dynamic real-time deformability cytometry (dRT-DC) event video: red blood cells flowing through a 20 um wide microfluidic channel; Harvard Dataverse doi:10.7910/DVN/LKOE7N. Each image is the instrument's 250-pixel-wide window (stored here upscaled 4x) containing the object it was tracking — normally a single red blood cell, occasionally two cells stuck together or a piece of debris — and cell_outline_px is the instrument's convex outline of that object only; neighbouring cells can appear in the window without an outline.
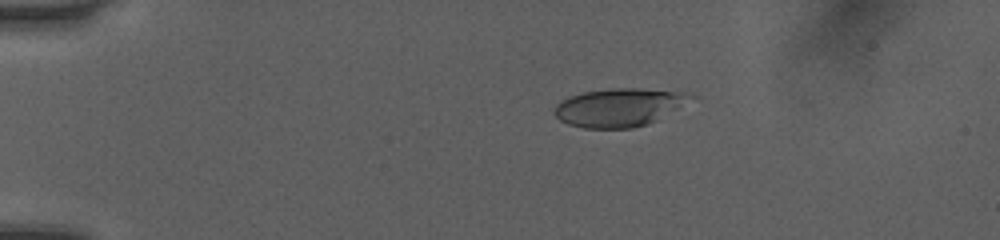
{"species": "human", "species_latin": "Homo sapiens", "temperature_condition": "room temperature", "stored_images_in_passage": 43, "camera_frame_rate_fps": 3000, "um_per_image_px": 0.085, "donor": {"sex": "female"}, "frame": {"image": 1, "passage_image": 3, "time_ms": 0.667, "image_size_px": [1000, 240], "cell_outline_px": [[692, 96], [676, 108], [656, 120], [648, 124], [632, 128], [584, 128], [568, 124], [560, 120], [552, 112], [556, 104], [560, 100], [568, 96], [584, 92], [616, 88], [640, 88], [680, 92]], "centroid_in_image_um": [52.49, 9.13], "position_along_channel_um": 32.5, "area_um2": 29.77}}
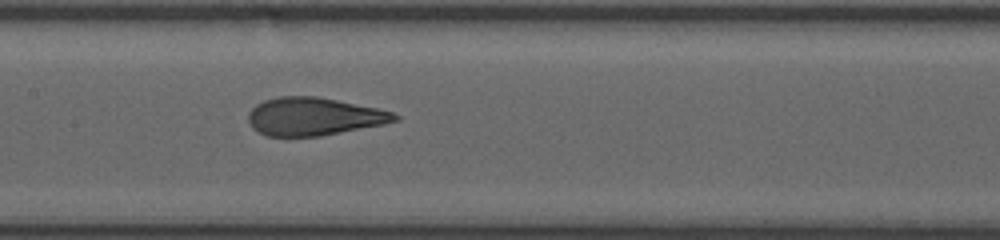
{"frame": {"image": 2, "passage_image": 19, "time_ms": 6.0, "image_size_px": [1000, 240], "cell_outline_px": [[400, 120], [384, 124], [320, 136], [268, 136], [252, 128], [248, 120], [248, 112], [256, 104], [264, 100], [280, 96], [316, 96], [376, 108], [392, 112], [400, 116]], "centroid_in_image_um": [26.66, 9.9], "position_along_channel_um": 180.7, "area_um2": 32.19}}
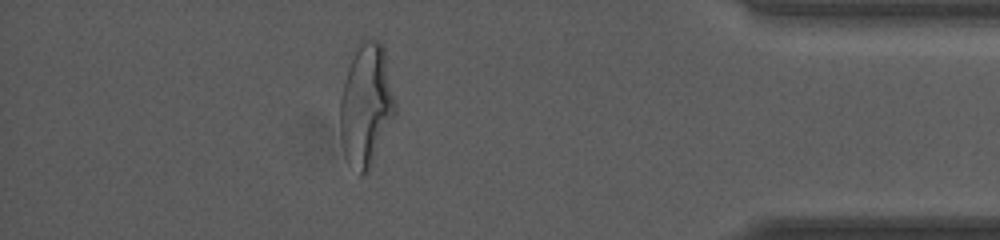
{"frame": {"image": 3, "passage_image": 38, "time_ms": 12.333, "image_size_px": [1000, 240], "cell_outline_px": [[396, 116], [368, 172], [364, 176], [360, 176], [344, 156], [340, 140], [340, 100], [344, 80], [356, 44], [360, 40], [380, 40], [384, 48], [396, 100]], "centroid_in_image_um": [31.13, 8.95], "position_along_channel_um": 404.1, "area_um2": 40.06}, "authors_computed_cell_mechanics": {"area_um2": 32.946, "velocity_mm_per_s": 4.0638, "shape_relaxation_time_tau1_ms": 6.0211, "shape_relaxation_time_tau2_ms": 0.7606, "deformation_change_tau1": 0.2492, "deformation_change_tau2": 0.0917}}